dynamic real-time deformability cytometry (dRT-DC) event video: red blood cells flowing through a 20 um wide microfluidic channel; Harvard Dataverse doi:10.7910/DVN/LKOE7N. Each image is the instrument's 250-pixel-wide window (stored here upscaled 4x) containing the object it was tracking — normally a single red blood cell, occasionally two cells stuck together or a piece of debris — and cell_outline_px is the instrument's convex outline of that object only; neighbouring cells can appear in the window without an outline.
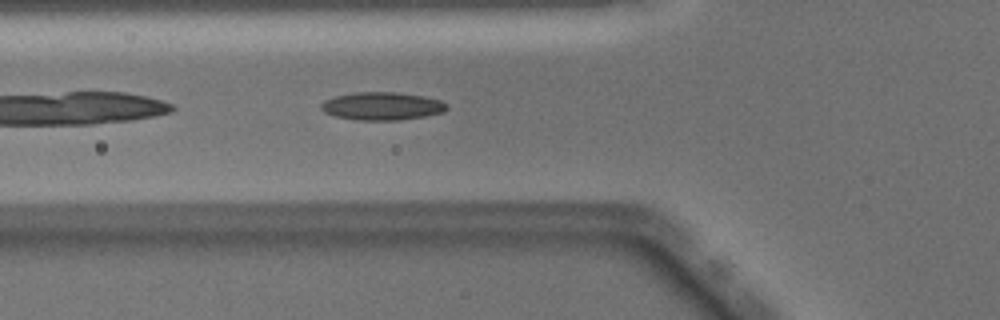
{"species": "Egyptian fruit bat (a non-hibernating species)", "species_latin": "Rousettus aegyptiacus", "temperature_condition": "warm", "stored_images_in_passage": 36, "camera_frame_rate_fps": 3000, "um_per_image_px": 0.085, "animal": {"sex": "male"}, "frame": {"image": 1, "passage_image": 4, "time_ms": 1.0, "image_size_px": [1000, 320], "cell_outline_px": [[448, 108], [444, 112], [424, 116], [400, 120], [356, 120], [336, 116], [324, 112], [320, 108], [320, 104], [324, 100], [336, 96], [356, 92], [396, 92], [424, 96], [440, 100], [448, 104]], "centroid_in_image_um": [32.48, 9.02], "position_along_channel_um": 93.3, "area_um2": 20.52}}
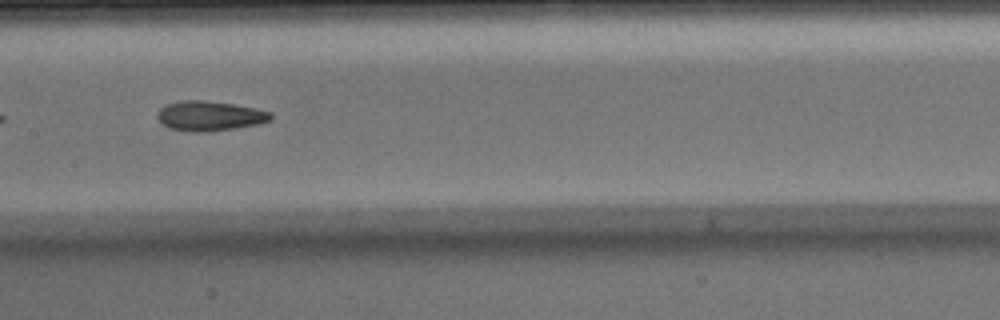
{"frame": {"image": 2, "passage_image": 11, "time_ms": 3.333, "image_size_px": [1000, 320], "cell_outline_px": [[272, 120], [256, 124], [236, 128], [208, 132], [196, 132], [168, 128], [160, 124], [156, 116], [160, 108], [168, 104], [184, 100], [204, 100], [232, 104], [256, 108], [272, 112]], "centroid_in_image_um": [17.81, 9.86], "position_along_channel_um": 189.6, "area_um2": 19.77}}
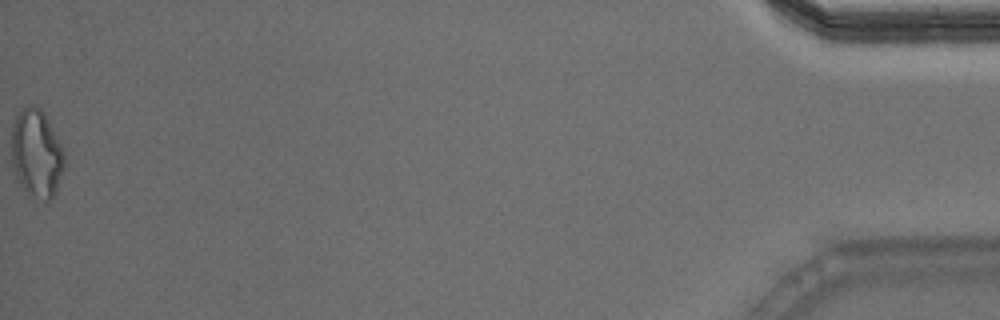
{"frame": {"image": 3, "passage_image": 36, "time_ms": 11.667, "image_size_px": [1000, 320], "cell_outline_px": [[64, 168], [56, 192], [48, 200], [44, 200], [28, 196], [20, 184], [16, 176], [12, 164], [12, 124], [16, 116], [24, 104], [36, 104], [44, 112], [64, 148]], "centroid_in_image_um": [3.11, 13.01], "position_along_channel_um": 432.1, "area_um2": 27.63}, "authors_computed_cell_mechanics": {"area_um2": 19.7098, "velocity_mm_per_s": 4.0912, "shape_relaxation_time_tau1_ms": 9.9528, "shape_relaxation_time_tau2_ms": 3.3689, "deformation_change_tau1": 0.2517, "deformation_change_tau2": 0.1166}}